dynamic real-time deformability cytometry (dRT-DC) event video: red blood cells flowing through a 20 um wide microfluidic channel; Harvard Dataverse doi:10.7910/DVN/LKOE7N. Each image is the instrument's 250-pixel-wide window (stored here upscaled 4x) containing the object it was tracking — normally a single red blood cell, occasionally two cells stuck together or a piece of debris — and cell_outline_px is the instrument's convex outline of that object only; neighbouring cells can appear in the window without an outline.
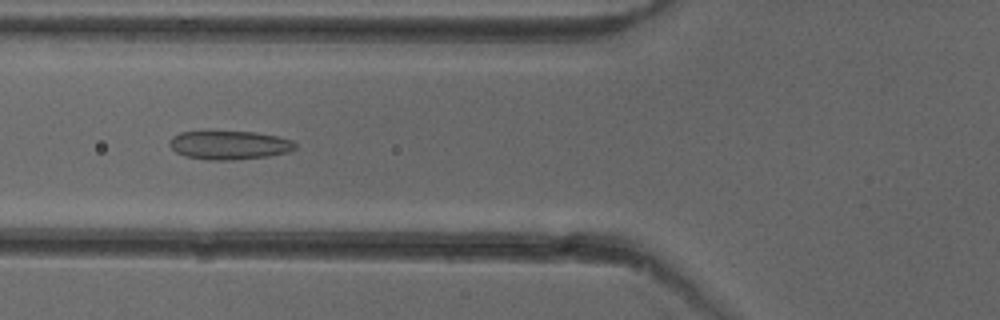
{"species": "common noctule bat (a hibernating species)", "species_latin": "Nyctalus noctula", "temperature_condition": "cold", "stored_images_in_passage": 49, "camera_frame_rate_fps": 3000, "um_per_image_px": 0.085, "animal": {"sex": "female"}, "frame": {"image": 1, "passage_image": 17, "time_ms": 5.333, "image_size_px": [1000, 320], "cell_outline_px": [[296, 148], [288, 152], [268, 156], [232, 160], [208, 160], [184, 156], [176, 152], [168, 144], [172, 136], [180, 132], [204, 128], [256, 132], [276, 136], [292, 140], [296, 144]], "centroid_in_image_um": [19.41, 12.28], "position_along_channel_um": 106.4, "area_um2": 22.02}}
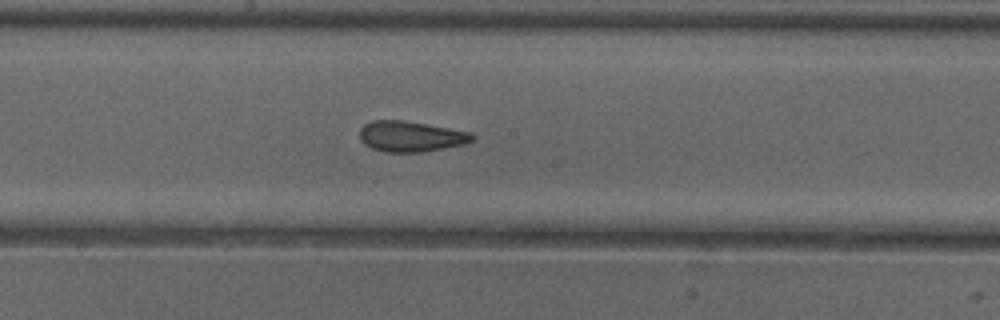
{"frame": {"image": 2, "passage_image": 25, "time_ms": 8.0, "image_size_px": [1000, 320], "cell_outline_px": [[476, 136], [472, 140], [464, 144], [424, 152], [384, 152], [372, 148], [364, 144], [360, 140], [360, 128], [364, 124], [372, 120], [400, 120], [472, 132]], "centroid_in_image_um": [34.9, 11.6], "position_along_channel_um": 213.3, "area_um2": 20.06}}
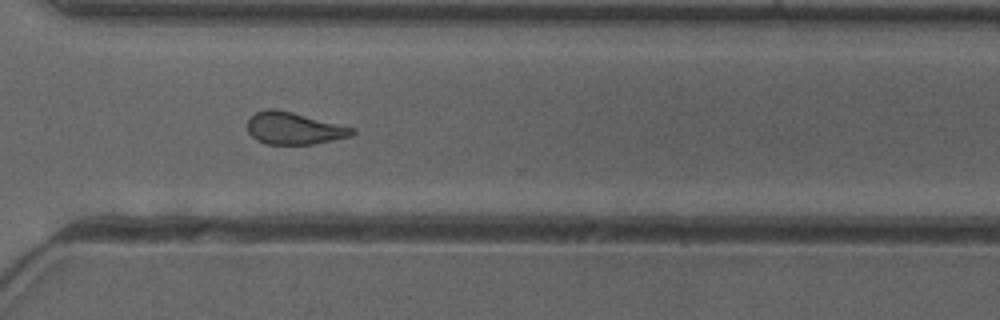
{"frame": {"image": 3, "passage_image": 35, "time_ms": 11.333, "image_size_px": [1000, 320], "cell_outline_px": [[356, 132], [348, 136], [332, 140], [312, 144], [264, 144], [256, 140], [248, 132], [248, 120], [256, 112], [268, 108], [276, 108], [356, 128]], "centroid_in_image_um": [24.97, 10.9], "position_along_channel_um": 345.6, "area_um2": 19.54}, "authors_computed_cell_mechanics": {"area_um2": 20.4612, "velocity_mm_per_s": 3.9881, "shape_relaxation_time_tau1_ms": null, "shape_relaxation_time_tau2_ms": 2.0907, "deformation_change_tau1": null, "deformation_change_tau2": 0.0809}}